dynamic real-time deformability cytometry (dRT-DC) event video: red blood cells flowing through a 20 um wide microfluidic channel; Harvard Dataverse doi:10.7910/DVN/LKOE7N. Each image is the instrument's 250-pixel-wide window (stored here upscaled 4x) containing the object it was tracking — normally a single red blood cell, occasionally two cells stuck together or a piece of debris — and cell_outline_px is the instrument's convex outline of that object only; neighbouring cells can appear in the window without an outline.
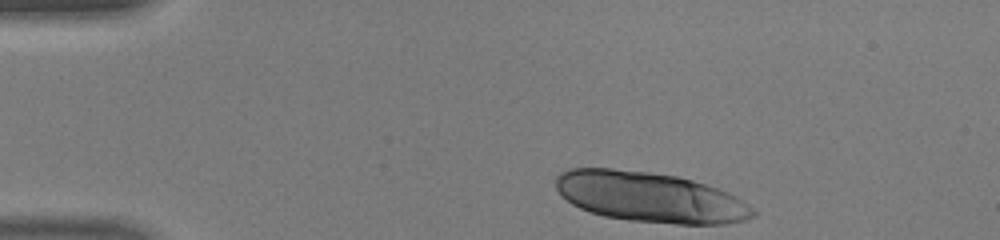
{"species": "human", "species_latin": "Homo sapiens", "temperature_condition": "warm", "stored_images_in_passage": 17, "camera_frame_rate_fps": 3000, "um_per_image_px": 0.085, "donor": {"sex": "male"}, "frame": {"image": 1, "passage_image": 1, "time_ms": 0.0, "image_size_px": [1000, 240], "cell_outline_px": [[756, 216], [744, 220], [724, 224], [676, 224], [628, 220], [604, 216], [580, 208], [572, 204], [560, 196], [556, 188], [556, 176], [560, 172], [568, 168], [612, 168], [648, 172], [676, 176], [692, 180], [728, 192], [736, 196], [748, 204], [756, 212]], "centroid_in_image_um": [55.22, 16.76], "position_along_channel_um": 29.8, "area_um2": 57.8}}